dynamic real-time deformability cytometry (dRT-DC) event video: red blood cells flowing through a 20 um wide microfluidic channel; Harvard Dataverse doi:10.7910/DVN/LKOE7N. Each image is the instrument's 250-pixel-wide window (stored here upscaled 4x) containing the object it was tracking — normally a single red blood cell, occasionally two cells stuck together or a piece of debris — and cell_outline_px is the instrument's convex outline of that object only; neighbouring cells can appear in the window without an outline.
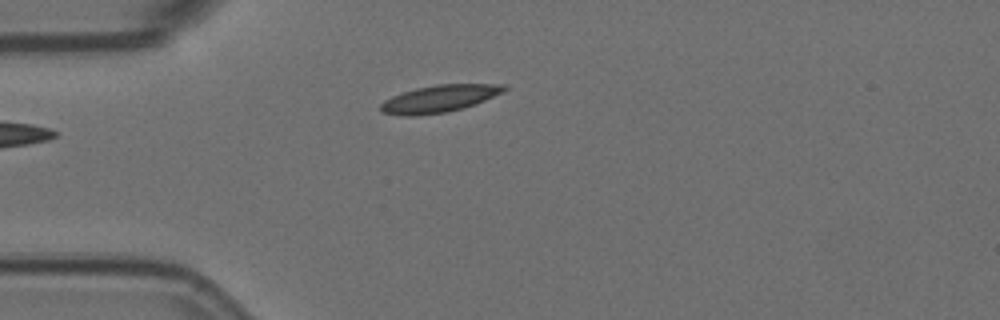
{"species": "Egyptian fruit bat (a non-hibernating species)", "species_latin": "Rousettus aegyptiacus", "temperature_condition": "room temperature", "stored_images_in_passage": 4, "camera_frame_rate_fps": 3000, "um_per_image_px": 0.085, "animal": {"sex": "female"}, "frame": {"image": 1, "passage_image": 4, "time_ms": 1.0, "image_size_px": [1000, 320], "cell_outline_px": [[508, 88], [504, 92], [476, 104], [444, 112], [416, 116], [408, 116], [380, 112], [380, 104], [384, 100], [392, 96], [416, 88], [436, 84], [504, 84]], "centroid_in_image_um": [37.35, 8.38], "position_along_channel_um": 47.7, "area_um2": 19.48}}